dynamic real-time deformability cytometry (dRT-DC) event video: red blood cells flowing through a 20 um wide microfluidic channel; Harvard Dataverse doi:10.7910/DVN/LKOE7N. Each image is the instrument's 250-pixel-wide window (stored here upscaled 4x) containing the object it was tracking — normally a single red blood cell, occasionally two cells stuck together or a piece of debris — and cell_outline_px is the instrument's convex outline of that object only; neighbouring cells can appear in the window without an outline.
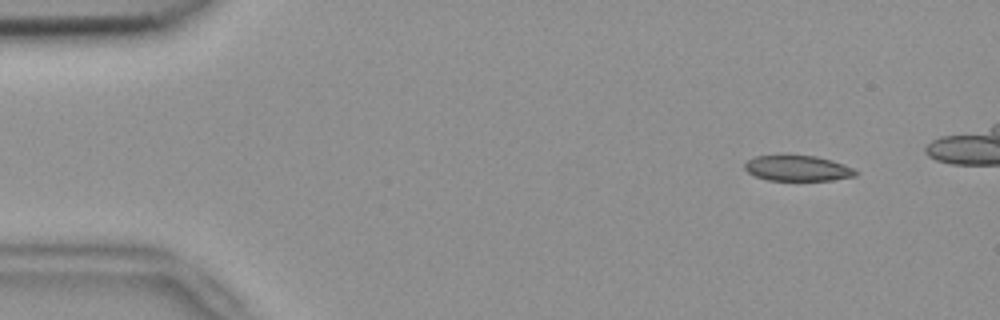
{"species": "common noctule bat (a hibernating species)", "species_latin": "Nyctalus noctula", "temperature_condition": "room temperature", "stored_images_in_passage": 48, "camera_frame_rate_fps": 3000, "um_per_image_px": 0.085, "animal": {"sex": "female", "body_mass_g": 18.4}, "frame": {"image": 1, "passage_image": 6, "time_ms": 1.667, "image_size_px": [1000, 320], "cell_outline_px": [[856, 176], [832, 180], [768, 180], [756, 176], [748, 172], [744, 168], [744, 164], [748, 160], [756, 156], [784, 152], [816, 156], [832, 160], [856, 168]], "centroid_in_image_um": [67.78, 14.25], "position_along_channel_um": 17.2, "area_um2": 17.22}}
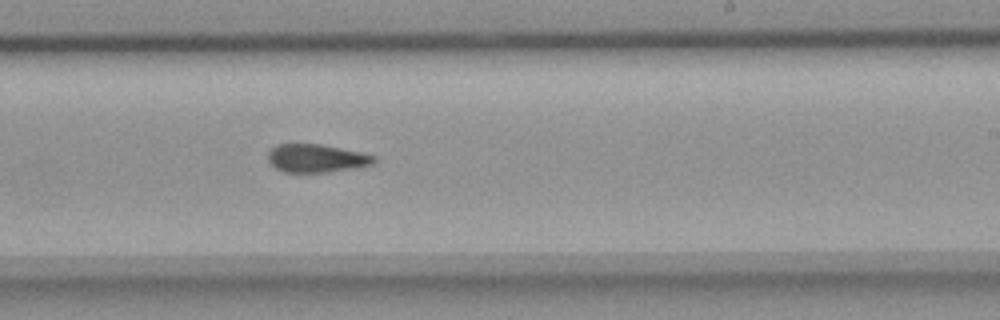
{"frame": {"image": 2, "passage_image": 33, "time_ms": 10.667, "image_size_px": [1000, 320], "cell_outline_px": [[376, 160], [372, 164], [324, 172], [284, 172], [276, 168], [268, 160], [268, 152], [276, 144], [320, 144], [360, 152], [376, 156]], "centroid_in_image_um": [26.85, 13.44], "position_along_channel_um": 262.1, "area_um2": 17.05}}
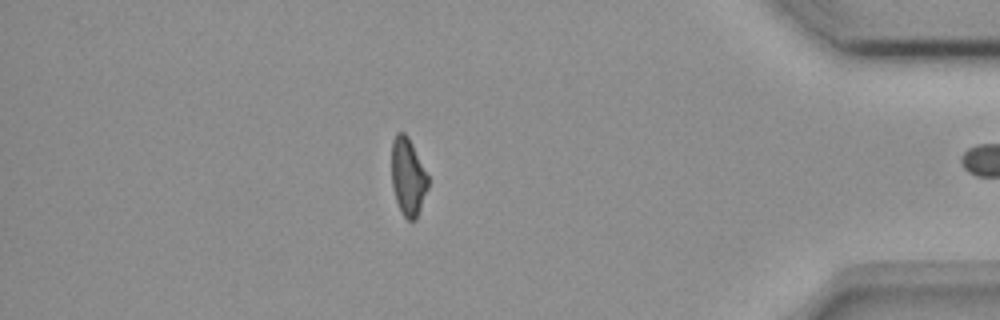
{"frame": {"image": 3, "passage_image": 47, "time_ms": 15.333, "image_size_px": [1000, 320], "cell_outline_px": [[428, 188], [416, 220], [408, 220], [400, 212], [392, 188], [392, 140], [396, 132], [404, 132], [408, 136], [428, 176]], "centroid_in_image_um": [34.66, 15.04], "position_along_channel_um": 400.5, "area_um2": 16.47}}